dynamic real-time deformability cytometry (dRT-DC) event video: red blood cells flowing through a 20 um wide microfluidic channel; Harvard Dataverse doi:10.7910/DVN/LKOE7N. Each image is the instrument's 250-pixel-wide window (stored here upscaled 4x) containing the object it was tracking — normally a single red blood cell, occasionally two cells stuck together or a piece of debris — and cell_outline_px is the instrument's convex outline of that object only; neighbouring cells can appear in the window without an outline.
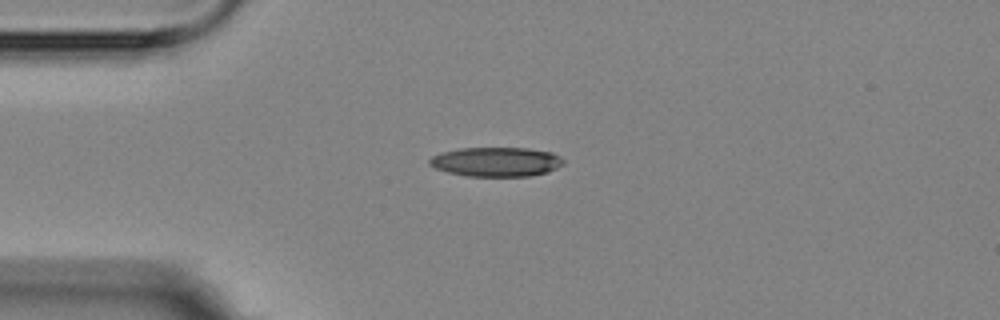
{"species": "Egyptian fruit bat (a non-hibernating species)", "species_latin": "Rousettus aegyptiacus", "temperature_condition": "room temperature", "stored_images_in_passage": 7, "camera_frame_rate_fps": 3000, "um_per_image_px": 0.085, "animal": {"sex": "female"}, "frame": {"image": 1, "passage_image": 1, "time_ms": 0.0, "image_size_px": [1000, 320], "cell_outline_px": [[564, 164], [548, 172], [532, 176], [468, 176], [448, 172], [436, 168], [428, 164], [428, 160], [432, 156], [440, 152], [460, 148], [528, 148], [552, 152], [560, 156], [564, 160]], "centroid_in_image_um": [42.19, 13.75], "position_along_channel_um": 42.8, "area_um2": 23.06}}
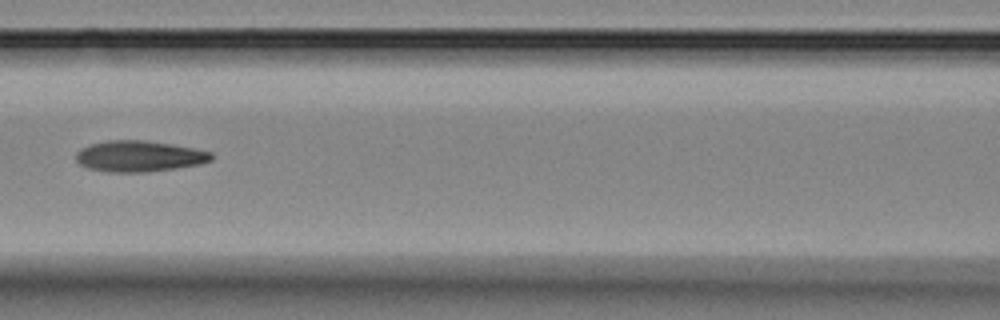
{"frame": {"image": 2, "passage_image": 4, "time_ms": 3.667, "image_size_px": [1000, 320], "cell_outline_px": [[212, 160], [200, 164], [176, 168], [144, 172], [108, 172], [88, 168], [80, 164], [76, 160], [76, 152], [80, 148], [88, 144], [108, 140], [144, 140], [172, 144], [212, 152]], "centroid_in_image_um": [11.79, 13.27], "position_along_channel_um": 154.8, "area_um2": 24.51}}
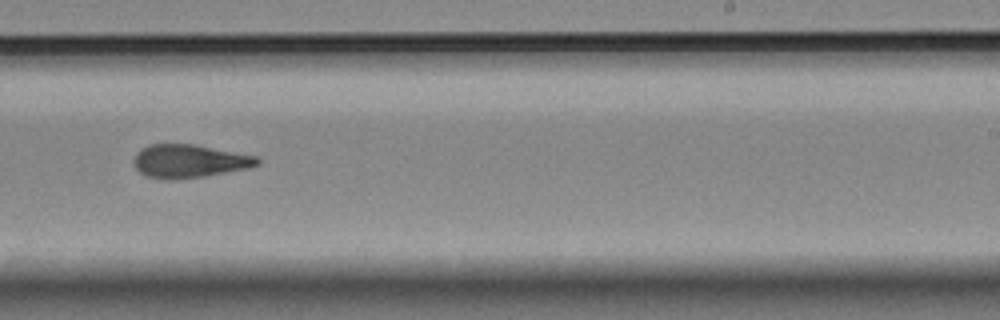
{"frame": {"image": 3, "passage_image": 7, "time_ms": 7.0, "image_size_px": [1000, 320], "cell_outline_px": [[260, 164], [248, 168], [204, 176], [172, 180], [164, 180], [144, 176], [132, 164], [132, 160], [136, 152], [140, 148], [148, 144], [196, 144], [256, 156], [260, 160]], "centroid_in_image_um": [16.02, 13.69], "position_along_channel_um": 273.0, "area_um2": 24.28}}